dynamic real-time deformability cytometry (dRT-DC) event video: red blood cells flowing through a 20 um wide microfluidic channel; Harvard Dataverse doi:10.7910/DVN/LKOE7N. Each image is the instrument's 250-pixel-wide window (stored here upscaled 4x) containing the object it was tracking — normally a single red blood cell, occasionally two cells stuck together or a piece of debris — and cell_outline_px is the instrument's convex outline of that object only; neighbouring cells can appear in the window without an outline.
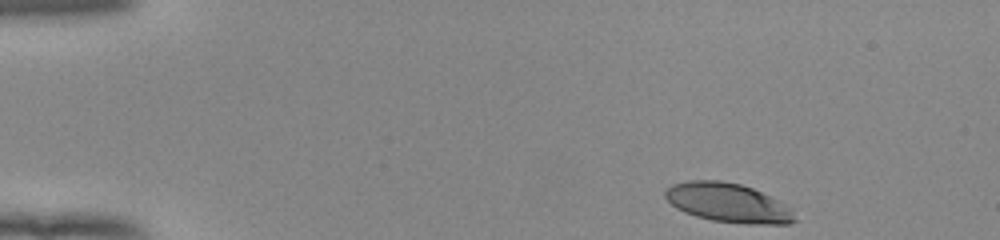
{"species": "human", "species_latin": "Homo sapiens", "temperature_condition": "room temperature", "stored_images_in_passage": 46, "camera_frame_rate_fps": 3000, "um_per_image_px": 0.085, "donor": {"sex": "female"}, "frame": {"image": 1, "passage_image": 1, "time_ms": 0.0, "image_size_px": [1000, 240], "cell_outline_px": [[796, 220], [788, 224], [748, 224], [712, 220], [696, 216], [684, 212], [676, 208], [664, 196], [664, 192], [672, 184], [688, 180], [720, 180], [740, 184], [752, 188], [772, 196], [792, 208]], "centroid_in_image_um": [61.9, 17.23], "position_along_channel_um": 23.1, "area_um2": 29.65}}
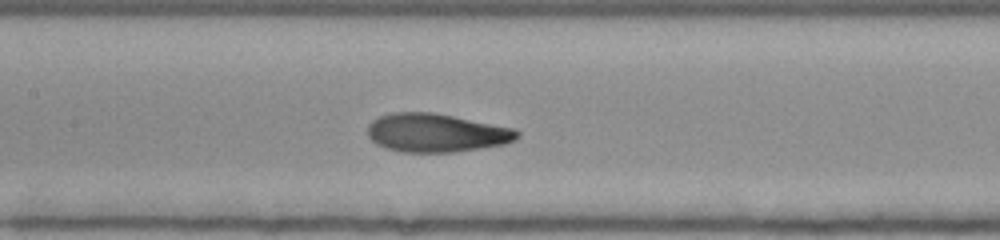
{"frame": {"image": 2, "passage_image": 20, "time_ms": 6.333, "image_size_px": [1000, 240], "cell_outline_px": [[520, 136], [516, 140], [504, 144], [456, 152], [400, 152], [384, 148], [376, 144], [368, 136], [368, 124], [372, 120], [380, 116], [392, 112], [432, 112], [516, 128], [520, 132]], "centroid_in_image_um": [37.09, 11.29], "position_along_channel_um": 170.3, "area_um2": 33.81}}
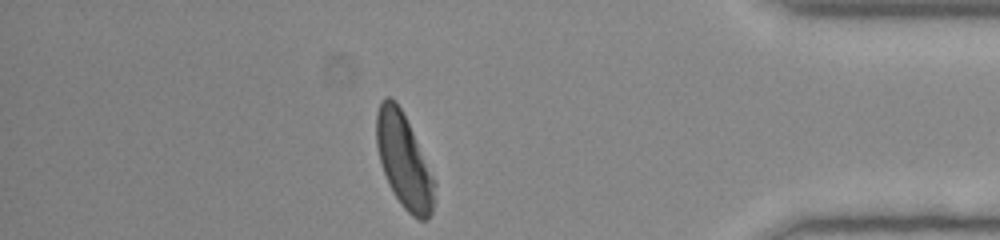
{"frame": {"image": 3, "passage_image": 40, "time_ms": 13.0, "image_size_px": [1000, 240], "cell_outline_px": [[436, 184], [432, 212], [428, 220], [420, 220], [412, 216], [404, 208], [392, 192], [388, 184], [380, 160], [376, 144], [376, 112], [384, 96], [388, 96], [396, 100], [412, 132]], "centroid_in_image_um": [34.31, 13.7], "position_along_channel_um": 400.9, "area_um2": 31.39}, "authors_computed_cell_mechanics": {"area_um2": 32.8304, "velocity_mm_per_s": 3.9418, "shape_relaxation_time_tau1_ms": 4.2582, "shape_relaxation_time_tau2_ms": 0.9428, "deformation_change_tau1": 0.199, "deformation_change_tau2": 0.0693}}